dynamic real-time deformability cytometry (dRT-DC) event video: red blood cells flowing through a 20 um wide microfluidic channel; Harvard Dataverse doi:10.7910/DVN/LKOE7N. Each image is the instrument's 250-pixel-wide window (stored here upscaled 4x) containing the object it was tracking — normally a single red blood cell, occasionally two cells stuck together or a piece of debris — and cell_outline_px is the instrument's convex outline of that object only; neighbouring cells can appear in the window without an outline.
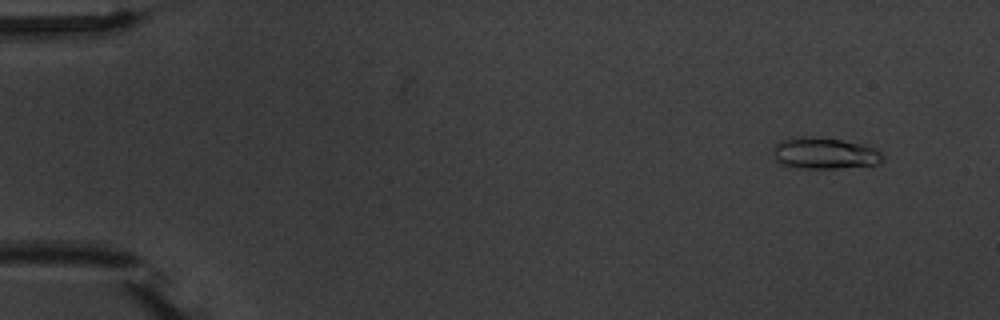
{"species": "common noctule bat (a hibernating species)", "species_latin": "Nyctalus noctula", "temperature_condition": "warm", "stored_images_in_passage": 6, "camera_frame_rate_fps": 3000, "um_per_image_px": 0.085, "animal": {"sex": "male", "body_mass_g": 20.1, "forearm_length_mm": 53.5}, "frame": {"image": 1, "passage_image": 2, "time_ms": 1.0, "image_size_px": [1000, 320], "cell_outline_px": [[884, 160], [876, 164], [840, 168], [796, 168], [780, 164], [776, 160], [772, 152], [772, 148], [776, 144], [784, 140], [796, 136], [820, 136], [864, 144], [880, 152], [884, 156]], "centroid_in_image_um": [70.05, 13.02], "position_along_channel_um": 14.9, "area_um2": 20.29}}